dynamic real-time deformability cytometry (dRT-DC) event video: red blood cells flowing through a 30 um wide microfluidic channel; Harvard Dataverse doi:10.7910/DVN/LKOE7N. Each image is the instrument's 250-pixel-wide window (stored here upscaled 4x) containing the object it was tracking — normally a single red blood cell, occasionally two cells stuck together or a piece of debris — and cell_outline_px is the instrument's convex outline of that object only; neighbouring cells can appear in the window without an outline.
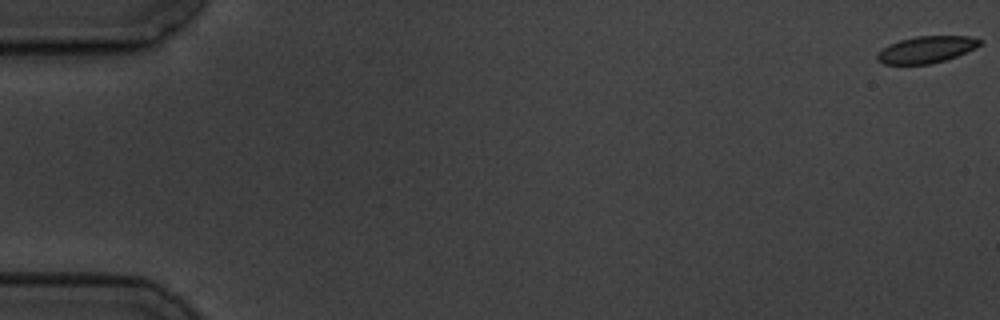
{"species": "common noctule bat (a hibernating species)", "species_latin": "Nyctalus noctula", "temperature_condition": "cold", "stored_images_in_passage": 7, "camera_frame_rate_fps": 3000, "um_per_image_px": 0.085, "animal": {"sex": "male", "body_mass_g": 19.5, "forearm_length_mm": 54.6}, "frame": {"image": 1, "passage_image": 1, "time_ms": 0.0, "image_size_px": [1000, 320], "cell_outline_px": [[984, 40], [976, 48], [956, 56], [932, 64], [884, 64], [876, 60], [876, 56], [888, 44], [900, 40], [916, 36], [968, 36]], "centroid_in_image_um": [78.75, 4.21], "position_along_channel_um": 6.2, "area_um2": 15.95}}
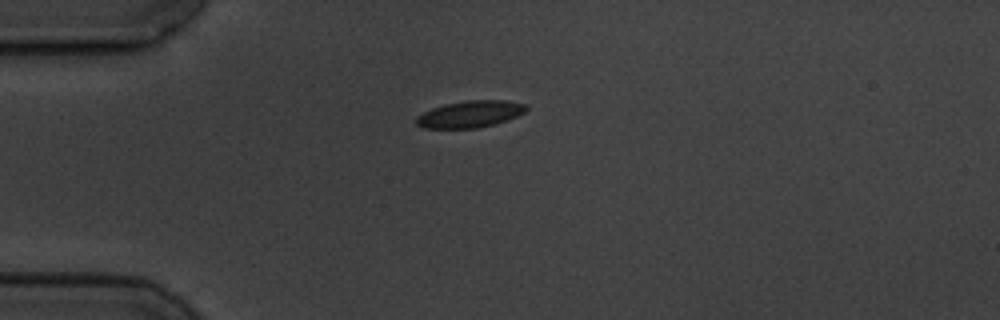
{"frame": {"image": 2, "passage_image": 5, "time_ms": 5.0, "image_size_px": [1000, 320], "cell_outline_px": [[528, 108], [524, 112], [516, 116], [496, 124], [476, 128], [424, 128], [416, 124], [416, 116], [432, 108], [444, 104], [468, 100], [504, 100], [524, 104]], "centroid_in_image_um": [39.94, 9.7], "position_along_channel_um": 45.1, "area_um2": 17.05}}
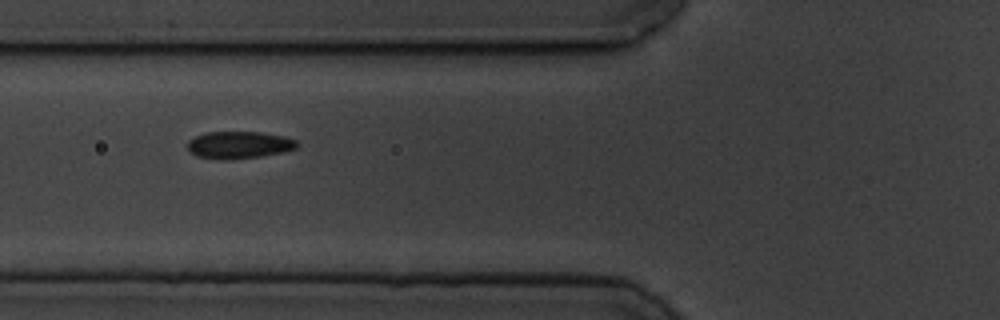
{"frame": {"image": 3, "passage_image": 7, "time_ms": 7.333, "image_size_px": [1000, 320], "cell_outline_px": [[300, 144], [296, 148], [284, 152], [260, 156], [228, 160], [224, 160], [196, 156], [188, 148], [188, 140], [196, 136], [208, 132], [260, 132], [284, 136], [296, 140]], "centroid_in_image_um": [20.35, 12.32], "position_along_channel_um": 105.5, "area_um2": 17.34}}